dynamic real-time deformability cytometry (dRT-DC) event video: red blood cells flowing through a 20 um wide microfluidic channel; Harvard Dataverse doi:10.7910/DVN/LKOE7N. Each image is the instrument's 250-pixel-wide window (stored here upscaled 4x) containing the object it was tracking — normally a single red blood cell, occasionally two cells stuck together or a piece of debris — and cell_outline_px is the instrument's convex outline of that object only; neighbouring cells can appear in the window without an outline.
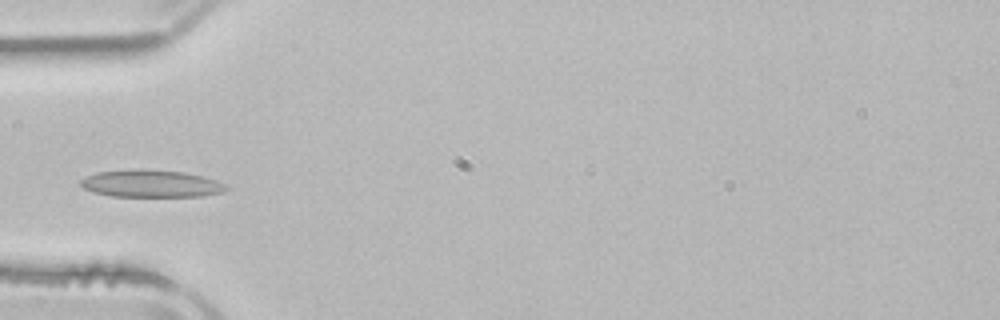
{"species": "common noctule bat (a hibernating species)", "species_latin": "Nyctalus noctula", "temperature_condition": "room temperature", "stored_images_in_passage": 1, "camera_frame_rate_fps": 3000, "um_per_image_px": 0.085, "animal": {"sex": "male", "body_mass_g": 21.5, "forearm_length_mm": 52.0}, "frame": {"image": 1, "passage_image": 1, "time_ms": 0.0, "image_size_px": [1000, 320], "cell_outline_px": [[228, 188], [224, 192], [204, 196], [112, 196], [96, 192], [84, 188], [80, 184], [80, 180], [96, 172], [136, 168], [144, 168], [184, 172], [204, 176], [228, 184]], "centroid_in_image_um": [12.9, 15.59], "position_along_channel_um": 72.1, "area_um2": 23.41}}